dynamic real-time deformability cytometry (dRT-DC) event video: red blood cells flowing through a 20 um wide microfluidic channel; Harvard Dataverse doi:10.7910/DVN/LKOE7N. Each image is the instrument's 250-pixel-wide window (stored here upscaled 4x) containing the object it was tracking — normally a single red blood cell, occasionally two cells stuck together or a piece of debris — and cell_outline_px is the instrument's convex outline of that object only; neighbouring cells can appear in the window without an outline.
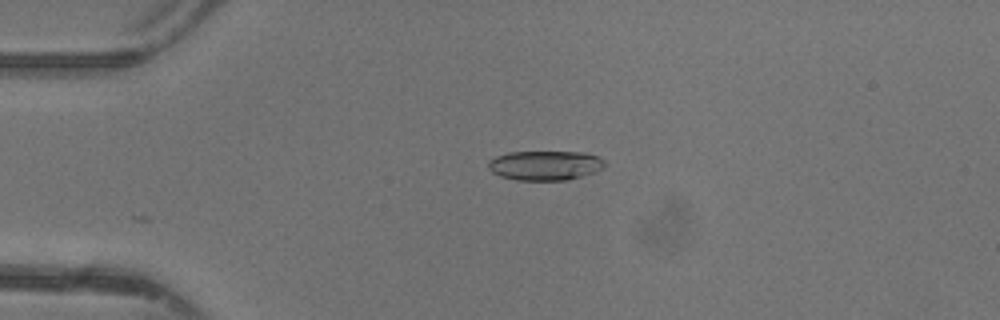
{"species": "common noctule bat (a hibernating species)", "species_latin": "Nyctalus noctula", "temperature_condition": "warm", "stored_images_in_passage": 38, "camera_frame_rate_fps": 3000, "um_per_image_px": 0.085, "animal": {"sex": "female"}, "frame": {"image": 1, "passage_image": 12, "time_ms": 3.667, "image_size_px": [1000, 320], "cell_outline_px": [[604, 168], [596, 172], [568, 180], [516, 180], [500, 176], [492, 172], [488, 168], [488, 160], [496, 156], [508, 152], [584, 152], [596, 156], [604, 160]], "centroid_in_image_um": [46.32, 14.06], "position_along_channel_um": 38.7, "area_um2": 20.17}}
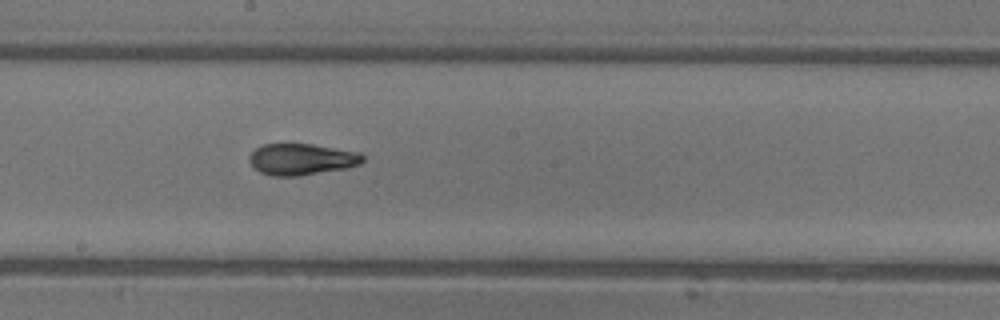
{"frame": {"image": 2, "passage_image": 27, "time_ms": 8.667, "image_size_px": [1000, 320], "cell_outline_px": [[364, 160], [360, 164], [348, 168], [300, 176], [272, 176], [260, 172], [248, 160], [248, 156], [256, 148], [264, 144], [312, 144], [360, 152], [364, 156]], "centroid_in_image_um": [25.66, 13.54], "position_along_channel_um": 222.5, "area_um2": 20.87}}
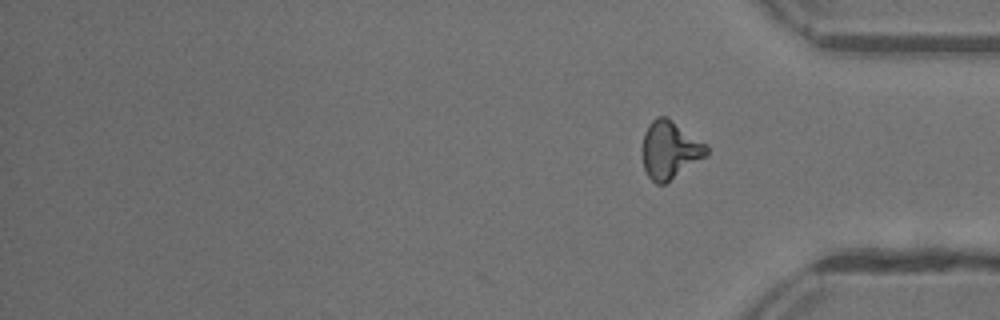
{"frame": {"image": 3, "passage_image": 38, "time_ms": 12.333, "image_size_px": [1000, 320], "cell_outline_px": [[708, 156], [664, 184], [656, 184], [648, 176], [644, 168], [640, 152], [640, 148], [644, 132], [648, 124], [656, 116], [668, 116], [708, 144]], "centroid_in_image_um": [56.93, 12.71], "position_along_channel_um": 378.3, "area_um2": 22.37}, "authors_computed_cell_mechanics": {"area_um2": 21.1259, "velocity_mm_per_s": 4.403, "shape_relaxation_time_tau1_ms": 5.0668, "shape_relaxation_time_tau2_ms": 1.5683, "deformation_change_tau1": 0.2022, "deformation_change_tau2": 0.0884}}